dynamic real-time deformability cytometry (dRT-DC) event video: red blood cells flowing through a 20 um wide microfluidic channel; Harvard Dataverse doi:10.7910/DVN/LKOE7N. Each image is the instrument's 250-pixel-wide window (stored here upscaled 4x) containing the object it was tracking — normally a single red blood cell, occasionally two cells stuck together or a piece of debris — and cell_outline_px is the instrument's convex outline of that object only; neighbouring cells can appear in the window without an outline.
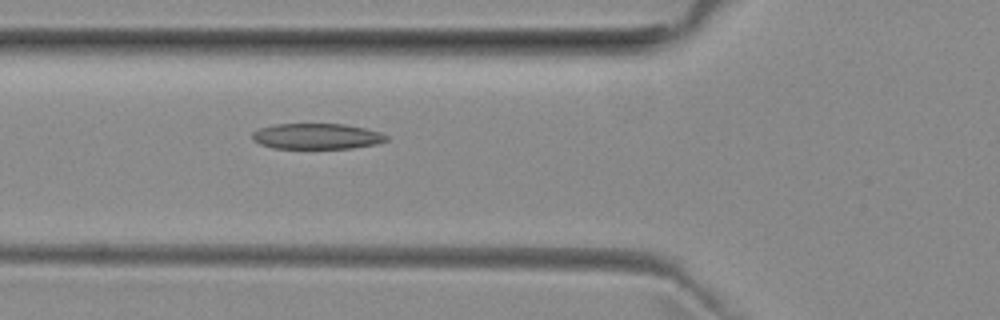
{"species": "common noctule bat (a hibernating species)", "species_latin": "Nyctalus noctula", "temperature_condition": "room temperature", "stored_images_in_passage": 34, "camera_frame_rate_fps": 3000, "um_per_image_px": 0.085, "animal": {"sex": "female", "body_mass_g": 29.2, "forearm_length_mm": 56.3}, "frame": {"image": 1, "passage_image": 19, "time_ms": 6.0, "image_size_px": [1000, 320], "cell_outline_px": [[388, 140], [376, 144], [352, 148], [272, 148], [260, 144], [252, 140], [252, 132], [260, 128], [276, 124], [344, 124], [364, 128], [380, 132], [388, 136]], "centroid_in_image_um": [26.92, 11.58], "position_along_channel_um": 98.9, "area_um2": 20.06}}
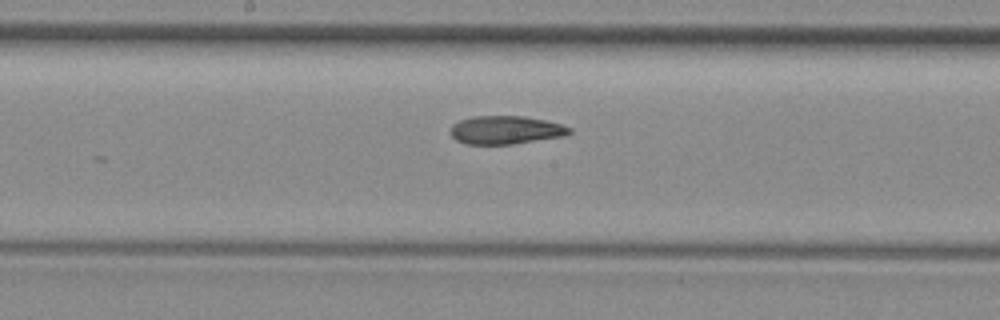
{"frame": {"image": 2, "passage_image": 27, "time_ms": 8.667, "image_size_px": [1000, 320], "cell_outline_px": [[572, 132], [568, 136], [512, 144], [464, 144], [456, 140], [452, 136], [452, 124], [460, 120], [472, 116], [524, 116], [544, 120], [560, 124], [572, 128]], "centroid_in_image_um": [43.02, 11.05], "position_along_channel_um": 205.2, "area_um2": 19.71}}
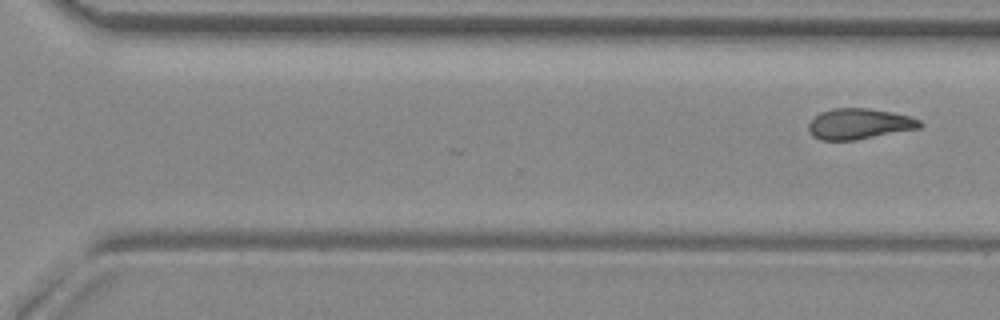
{"frame": {"image": 3, "passage_image": 34, "time_ms": 11.0, "image_size_px": [1000, 320], "cell_outline_px": [[924, 124], [920, 128], [856, 140], [820, 140], [812, 136], [808, 128], [808, 124], [820, 112], [832, 108], [868, 108], [892, 112], [908, 116], [920, 120]], "centroid_in_image_um": [73.03, 10.53], "position_along_channel_um": 297.6, "area_um2": 19.94}}